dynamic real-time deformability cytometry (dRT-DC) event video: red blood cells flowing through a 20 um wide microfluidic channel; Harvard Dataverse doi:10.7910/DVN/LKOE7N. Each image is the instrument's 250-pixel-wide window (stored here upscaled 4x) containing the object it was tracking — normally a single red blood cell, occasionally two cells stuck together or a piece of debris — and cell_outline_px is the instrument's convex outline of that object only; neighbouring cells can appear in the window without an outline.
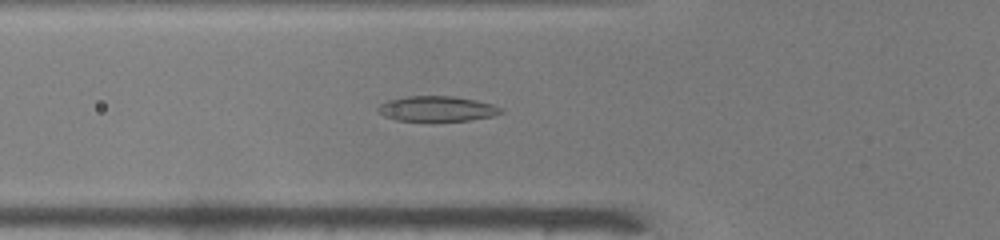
{"species": "common noctule bat (a hibernating species)", "species_latin": "Nyctalus noctula", "temperature_condition": "warm", "stored_images_in_passage": 48, "camera_frame_rate_fps": 3000, "um_per_image_px": 0.085, "animal": {"sex": "male", "body_mass_g": 19.0, "forearm_length_mm": 50.8}, "frame": {"image": 1, "passage_image": 17, "time_ms": 5.333, "image_size_px": [1000, 240], "cell_outline_px": [[504, 112], [492, 116], [468, 120], [396, 120], [384, 116], [376, 108], [380, 104], [388, 100], [408, 96], [456, 96], [476, 100], [492, 104], [504, 108]], "centroid_in_image_um": [37.17, 9.23], "position_along_channel_um": 88.6, "area_um2": 17.92}}
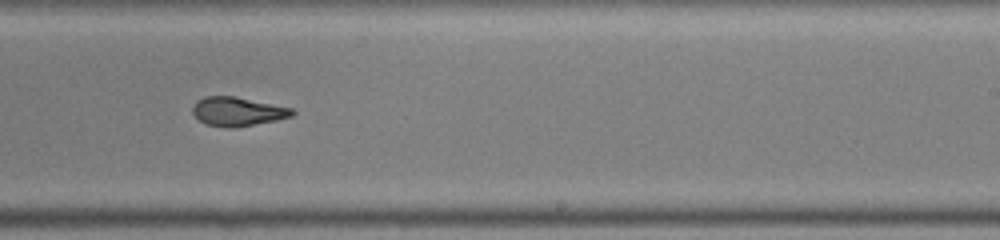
{"frame": {"image": 2, "passage_image": 30, "time_ms": 9.667, "image_size_px": [1000, 240], "cell_outline_px": [[296, 112], [292, 116], [276, 120], [236, 128], [228, 128], [208, 124], [200, 120], [192, 112], [192, 108], [196, 100], [204, 96], [236, 96], [292, 108]], "centroid_in_image_um": [20.2, 9.47], "position_along_channel_um": 268.8, "area_um2": 16.82}}
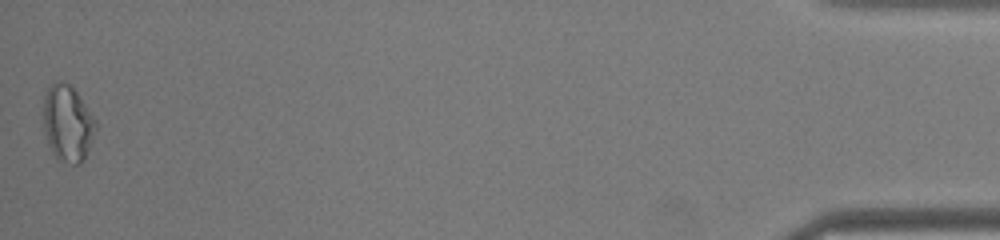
{"frame": {"image": 3, "passage_image": 48, "time_ms": 15.667, "image_size_px": [1000, 240], "cell_outline_px": [[96, 128], [92, 140], [84, 160], [80, 164], [72, 164], [56, 160], [48, 144], [44, 132], [44, 96], [48, 88], [56, 80], [68, 84], [76, 92], [96, 120]], "centroid_in_image_um": [5.74, 10.52], "position_along_channel_um": 429.5, "area_um2": 23.18}, "authors_computed_cell_mechanics": {"area_um2": 18.4093, "velocity_mm_per_s": 4.1569, "shape_relaxation_time_tau1_ms": null, "shape_relaxation_time_tau2_ms": 2.3145, "deformation_change_tau1": null, "deformation_change_tau2": 0.101}}